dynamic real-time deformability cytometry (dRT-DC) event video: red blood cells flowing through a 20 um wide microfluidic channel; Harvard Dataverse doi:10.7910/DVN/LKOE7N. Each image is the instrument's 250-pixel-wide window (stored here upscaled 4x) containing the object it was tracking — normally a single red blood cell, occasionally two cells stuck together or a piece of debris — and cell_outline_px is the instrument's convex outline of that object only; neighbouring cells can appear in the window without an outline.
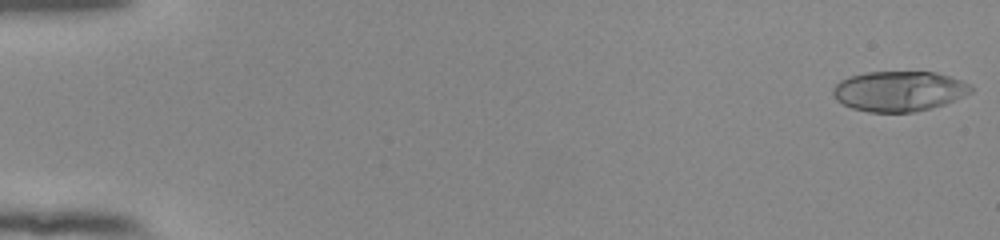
{"species": "human", "species_latin": "Homo sapiens", "temperature_condition": "room temperature", "stored_images_in_passage": 54, "camera_frame_rate_fps": 3000, "um_per_image_px": 0.085, "donor": {"sex": "female"}, "frame": {"image": 1, "passage_image": 1, "time_ms": 0.0, "image_size_px": [1000, 240], "cell_outline_px": [[972, 92], [944, 104], [932, 108], [916, 112], [868, 112], [852, 108], [836, 100], [832, 92], [832, 88], [840, 80], [848, 76], [864, 72], [936, 72], [972, 84]], "centroid_in_image_um": [76.39, 7.75], "position_along_channel_um": 8.6, "area_um2": 32.43}}
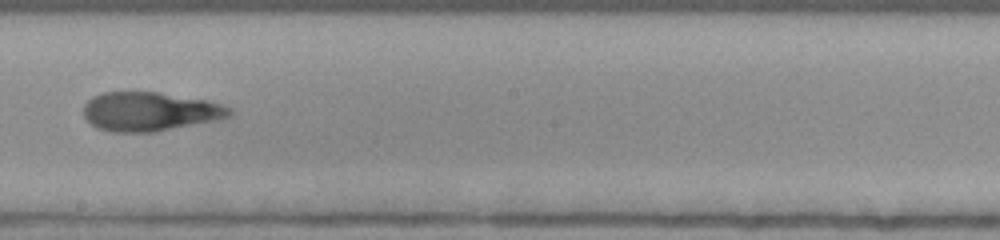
{"frame": {"image": 2, "passage_image": 32, "time_ms": 10.333, "image_size_px": [1000, 240], "cell_outline_px": [[232, 116], [220, 120], [156, 132], [112, 132], [96, 128], [84, 116], [84, 104], [92, 96], [104, 92], [156, 92], [208, 100], [232, 108]], "centroid_in_image_um": [12.77, 9.49], "position_along_channel_um": 235.4, "area_um2": 33.47}}
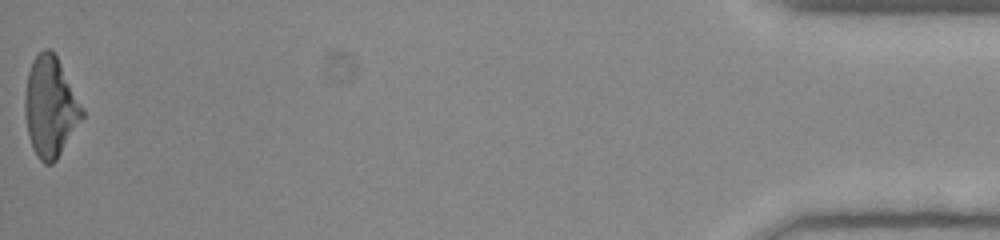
{"frame": {"image": 3, "passage_image": 54, "time_ms": 17.667, "image_size_px": [1000, 240], "cell_outline_px": [[84, 116], [56, 160], [52, 164], [44, 164], [36, 156], [32, 148], [28, 136], [24, 112], [24, 100], [28, 72], [32, 60], [44, 48], [48, 48], [56, 56], [84, 112]], "centroid_in_image_um": [4.24, 9.13], "position_along_channel_um": 431.0, "area_um2": 32.95}, "authors_computed_cell_mechanics": {"area_um2": 33.0327, "velocity_mm_per_s": 3.8851, "shape_relaxation_time_tau1_ms": 7.5097, "shape_relaxation_time_tau2_ms": 1.9722, "deformation_change_tau1": 0.292, "deformation_change_tau2": 0.0783}}